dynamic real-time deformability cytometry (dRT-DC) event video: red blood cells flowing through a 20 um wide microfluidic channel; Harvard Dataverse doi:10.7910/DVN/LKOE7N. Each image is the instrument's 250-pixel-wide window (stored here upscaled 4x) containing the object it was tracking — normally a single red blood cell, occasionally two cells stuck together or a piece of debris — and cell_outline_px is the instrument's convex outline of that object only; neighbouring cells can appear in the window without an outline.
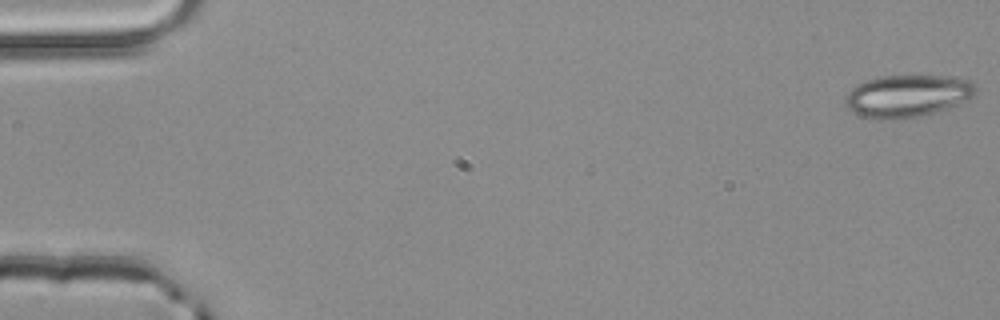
{"species": "common noctule bat (a hibernating species)", "species_latin": "Nyctalus noctula", "temperature_condition": "room temperature", "stored_images_in_passage": 52, "camera_frame_rate_fps": 3000, "um_per_image_px": 0.085, "animal": {"sex": "male", "body_mass_g": 20.4}, "frame": {"image": 1, "passage_image": 1, "time_ms": 0.0, "image_size_px": [1000, 320], "cell_outline_px": [[976, 92], [972, 96], [956, 108], [904, 120], [864, 116], [852, 112], [848, 108], [844, 100], [844, 96], [856, 84], [864, 80], [880, 76], [948, 76], [972, 80], [976, 88]], "centroid_in_image_um": [77.18, 8.16], "position_along_channel_um": 7.8, "area_um2": 32.66}}
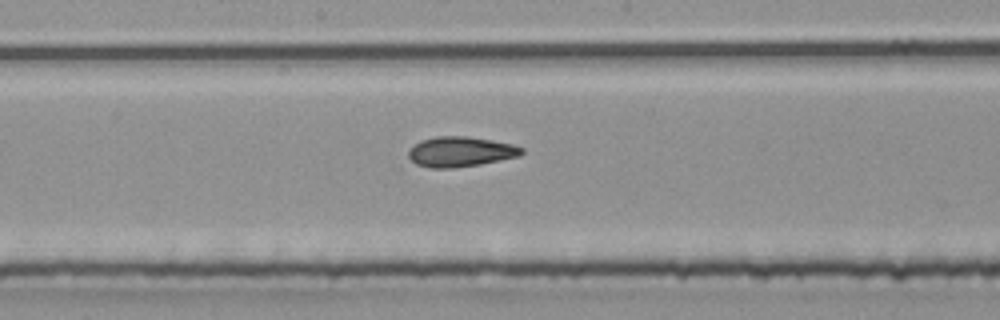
{"frame": {"image": 2, "passage_image": 28, "time_ms": 9.0, "image_size_px": [1000, 320], "cell_outline_px": [[524, 152], [520, 156], [480, 164], [452, 168], [432, 168], [416, 164], [408, 156], [408, 152], [420, 140], [436, 136], [468, 136], [492, 140], [512, 144], [524, 148]], "centroid_in_image_um": [39.17, 12.89], "position_along_channel_um": 209.0, "area_um2": 19.83}}
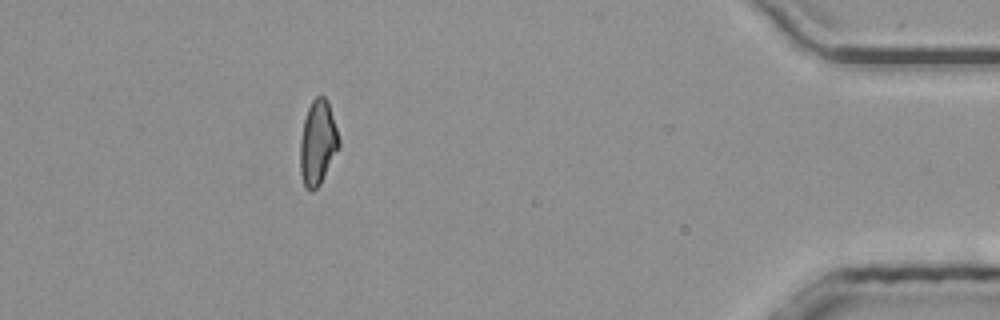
{"frame": {"image": 3, "passage_image": 47, "time_ms": 15.333, "image_size_px": [1000, 320], "cell_outline_px": [[340, 148], [320, 184], [312, 192], [304, 188], [300, 172], [300, 140], [304, 120], [308, 108], [312, 100], [316, 96], [324, 96], [328, 100], [340, 140]], "centroid_in_image_um": [27.01, 12.16], "position_along_channel_um": 408.2, "area_um2": 19.36}, "authors_computed_cell_mechanics": {"area_um2": 19.6231, "velocity_mm_per_s": 4.0404, "shape_relaxation_time_tau1_ms": null, "shape_relaxation_time_tau2_ms": 2.6885, "deformation_change_tau1": null, "deformation_change_tau2": 0.1004}}